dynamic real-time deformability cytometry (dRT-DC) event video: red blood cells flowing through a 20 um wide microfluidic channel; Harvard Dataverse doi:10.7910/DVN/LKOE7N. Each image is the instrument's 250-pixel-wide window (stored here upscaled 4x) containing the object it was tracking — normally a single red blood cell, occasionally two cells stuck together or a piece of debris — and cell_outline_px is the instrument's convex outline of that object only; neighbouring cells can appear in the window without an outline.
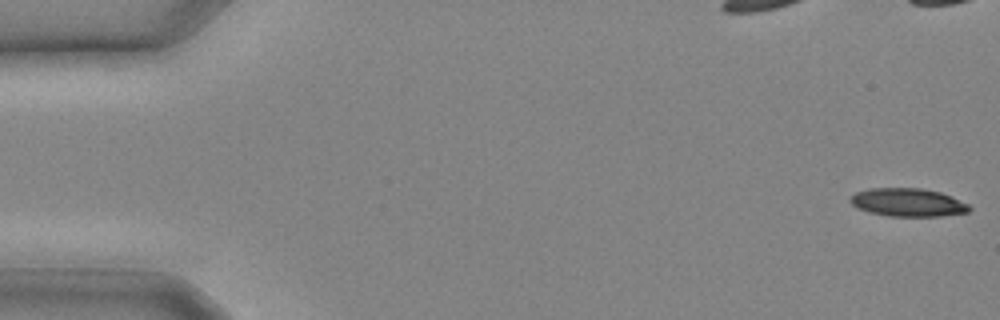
{"species": "common noctule bat (a hibernating species)", "species_latin": "Nyctalus noctula", "temperature_condition": "cold", "stored_images_in_passage": 11, "camera_frame_rate_fps": 3000, "um_per_image_px": 0.085, "animal": {"sex": "male", "body_mass_g": 20.4}, "frame": {"image": 1, "passage_image": 1, "time_ms": 0.0, "image_size_px": [1000, 320], "cell_outline_px": [[972, 208], [968, 212], [940, 216], [888, 216], [868, 212], [856, 208], [848, 200], [856, 192], [868, 188], [920, 188], [940, 192], [952, 196], [968, 204]], "centroid_in_image_um": [77.15, 17.2], "position_along_channel_um": 7.8, "area_um2": 19.65}}